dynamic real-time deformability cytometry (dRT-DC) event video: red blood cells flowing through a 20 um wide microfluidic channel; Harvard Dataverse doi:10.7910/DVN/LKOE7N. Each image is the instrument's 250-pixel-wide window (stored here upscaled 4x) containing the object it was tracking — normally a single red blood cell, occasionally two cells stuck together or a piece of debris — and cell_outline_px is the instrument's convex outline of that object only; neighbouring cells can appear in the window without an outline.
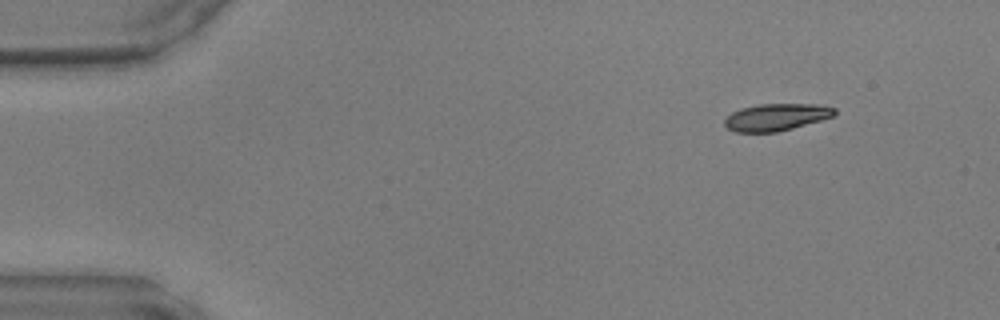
{"species": "common noctule bat (a hibernating species)", "species_latin": "Nyctalus noctula", "temperature_condition": "warm", "stored_images_in_passage": 43, "camera_frame_rate_fps": 3000, "um_per_image_px": 0.085, "animal": {"sex": "male", "body_mass_g": 17.9, "forearm_length_mm": 54.2}, "frame": {"image": 1, "passage_image": 1, "time_ms": 0.0, "image_size_px": [1000, 320], "cell_outline_px": [[836, 112], [832, 116], [820, 120], [792, 128], [776, 132], [736, 132], [728, 128], [724, 124], [724, 120], [732, 112], [740, 108], [760, 104], [816, 104], [836, 108]], "centroid_in_image_um": [65.96, 9.95], "position_along_channel_um": 19.0, "area_um2": 17.17}}
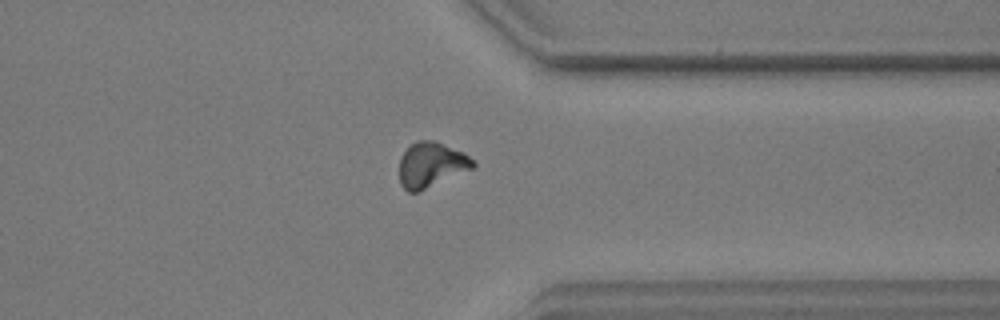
{"frame": {"image": 2, "passage_image": 33, "time_ms": 10.667, "image_size_px": [1000, 320], "cell_outline_px": [[476, 164], [472, 168], [416, 192], [408, 192], [400, 184], [400, 156], [416, 140], [436, 140], [464, 152]], "centroid_in_image_um": [36.63, 13.97], "position_along_channel_um": 374.8, "area_um2": 19.02}}
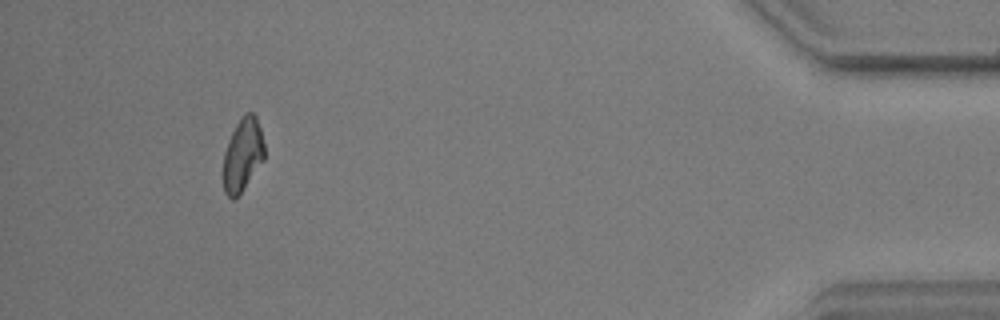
{"frame": {"image": 3, "passage_image": 40, "time_ms": 13.0, "image_size_px": [1000, 320], "cell_outline_px": [[264, 160], [240, 192], [232, 200], [224, 192], [224, 152], [228, 140], [236, 124], [244, 112], [252, 112], [256, 116], [260, 128], [264, 144]], "centroid_in_image_um": [20.63, 13.11], "position_along_channel_um": 414.6, "area_um2": 17.28}}